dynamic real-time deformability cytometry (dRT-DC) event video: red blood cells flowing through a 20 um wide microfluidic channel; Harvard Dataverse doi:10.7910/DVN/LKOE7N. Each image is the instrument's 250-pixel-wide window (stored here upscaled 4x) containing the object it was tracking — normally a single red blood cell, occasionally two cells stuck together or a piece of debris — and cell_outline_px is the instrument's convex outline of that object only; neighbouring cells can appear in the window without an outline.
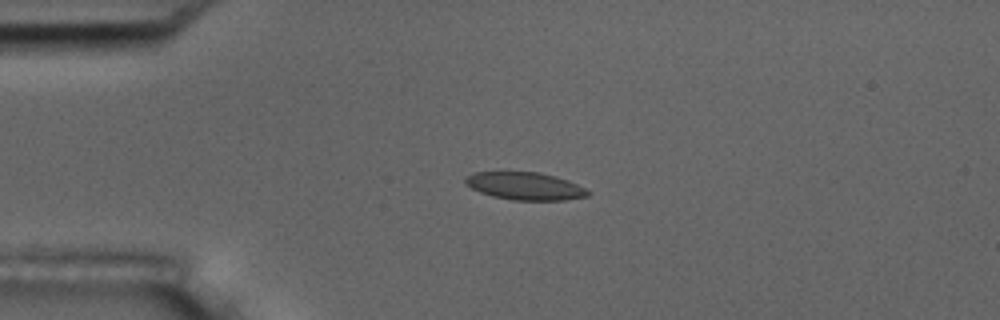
{"species": "common noctule bat (a hibernating species)", "species_latin": "Nyctalus noctula", "temperature_condition": "room temperature", "stored_images_in_passage": 6, "camera_frame_rate_fps": 3000, "um_per_image_px": 0.085, "animal": {"sex": "male", "body_mass_g": 17.5, "forearm_length_mm": 52.3}, "frame": {"image": 1, "passage_image": 4, "time_ms": 3.667, "image_size_px": [1000, 320], "cell_outline_px": [[592, 192], [588, 196], [564, 200], [512, 200], [492, 196], [480, 192], [464, 184], [464, 180], [472, 172], [540, 172], [556, 176], [568, 180]], "centroid_in_image_um": [44.63, 15.81], "position_along_channel_um": 40.4, "area_um2": 19.77}}